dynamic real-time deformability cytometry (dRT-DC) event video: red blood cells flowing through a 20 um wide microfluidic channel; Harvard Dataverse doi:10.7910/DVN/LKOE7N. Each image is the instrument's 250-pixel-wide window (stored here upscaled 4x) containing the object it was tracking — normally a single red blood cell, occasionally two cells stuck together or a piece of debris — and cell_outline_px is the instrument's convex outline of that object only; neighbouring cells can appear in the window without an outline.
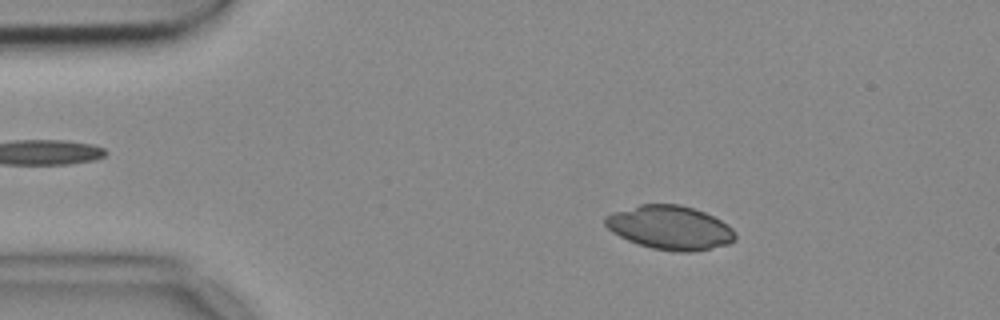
{"species": "common noctule bat (a hibernating species)", "species_latin": "Nyctalus noctula", "temperature_condition": "cold", "stored_images_in_passage": 54, "segment_of_instrument_passage": [1, 2], "camera_frame_rate_fps": 3000, "um_per_image_px": 0.085, "animal": {"sex": "female", "body_mass_g": 18.4}, "frame": {"image": 1, "passage_image": 8, "time_ms": 2.333, "image_size_px": [1000, 320], "cell_outline_px": [[736, 240], [728, 244], [692, 252], [676, 252], [652, 248], [628, 240], [612, 232], [604, 224], [604, 216], [612, 212], [640, 204], [680, 204], [704, 212], [728, 224], [736, 232]], "centroid_in_image_um": [56.95, 19.34], "position_along_channel_um": 28.1, "area_um2": 33.29}}
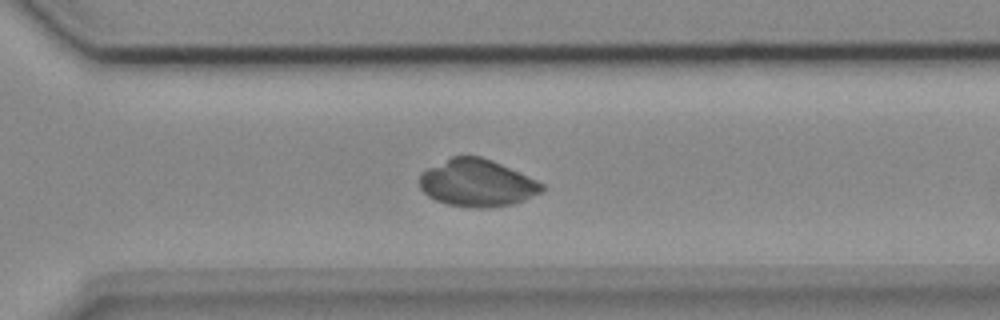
{"frame": {"image": 2, "passage_image": 37, "time_ms": 12.0, "image_size_px": [1000, 320], "cell_outline_px": [[544, 192], [524, 200], [512, 204], [488, 208], [472, 208], [448, 204], [436, 200], [428, 196], [420, 188], [420, 172], [452, 156], [480, 156], [492, 160], [536, 180], [544, 184]], "centroid_in_image_um": [40.55, 15.56], "position_along_channel_um": 330.0, "area_um2": 33.64}}
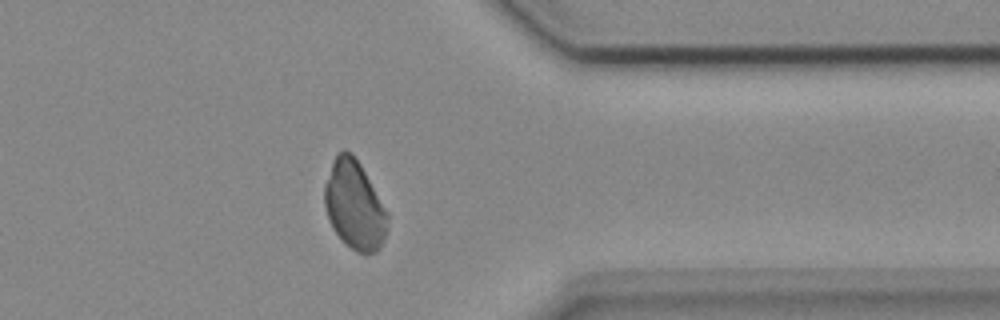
{"frame": {"image": 3, "passage_image": 42, "time_ms": 13.667, "image_size_px": [1000, 320], "cell_outline_px": [[388, 216], [384, 240], [380, 248], [376, 252], [356, 252], [332, 228], [328, 220], [324, 204], [324, 184], [332, 160], [336, 152], [344, 148], [352, 152], [360, 164], [388, 212]], "centroid_in_image_um": [30.1, 17.37], "position_along_channel_um": 381.3, "area_um2": 32.54}}